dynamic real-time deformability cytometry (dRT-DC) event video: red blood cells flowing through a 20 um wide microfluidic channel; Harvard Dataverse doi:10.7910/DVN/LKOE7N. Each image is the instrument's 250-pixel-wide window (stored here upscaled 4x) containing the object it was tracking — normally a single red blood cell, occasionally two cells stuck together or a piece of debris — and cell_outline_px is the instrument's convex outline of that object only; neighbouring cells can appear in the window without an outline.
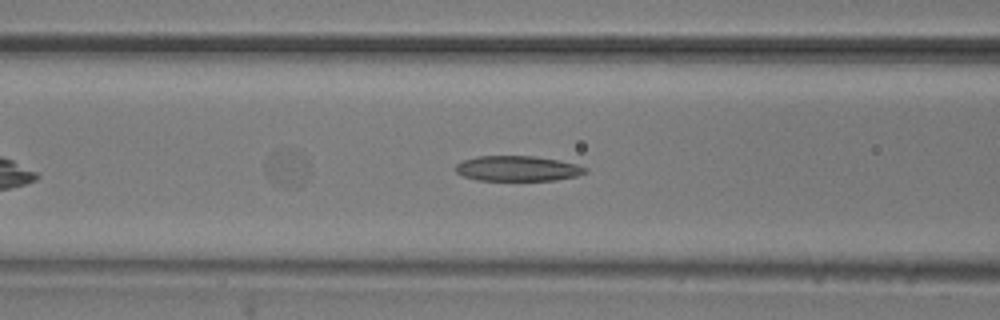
{"species": "common noctule bat (a hibernating species)", "species_latin": "Nyctalus noctula", "temperature_condition": "room temperature", "stored_images_in_passage": 16, "camera_frame_rate_fps": 3000, "um_per_image_px": 0.085, "animal": {"sex": "male", "body_mass_g": 20.5, "forearm_length_mm": 52.5}, "frame": {"image": 1, "passage_image": 14, "time_ms": 4.333, "image_size_px": [1000, 320], "cell_outline_px": [[588, 172], [576, 176], [556, 180], [476, 180], [464, 176], [456, 172], [456, 164], [460, 160], [476, 156], [532, 156], [556, 160], [576, 164], [588, 168]], "centroid_in_image_um": [43.97, 14.32], "position_along_channel_um": 122.6, "area_um2": 19.07}}